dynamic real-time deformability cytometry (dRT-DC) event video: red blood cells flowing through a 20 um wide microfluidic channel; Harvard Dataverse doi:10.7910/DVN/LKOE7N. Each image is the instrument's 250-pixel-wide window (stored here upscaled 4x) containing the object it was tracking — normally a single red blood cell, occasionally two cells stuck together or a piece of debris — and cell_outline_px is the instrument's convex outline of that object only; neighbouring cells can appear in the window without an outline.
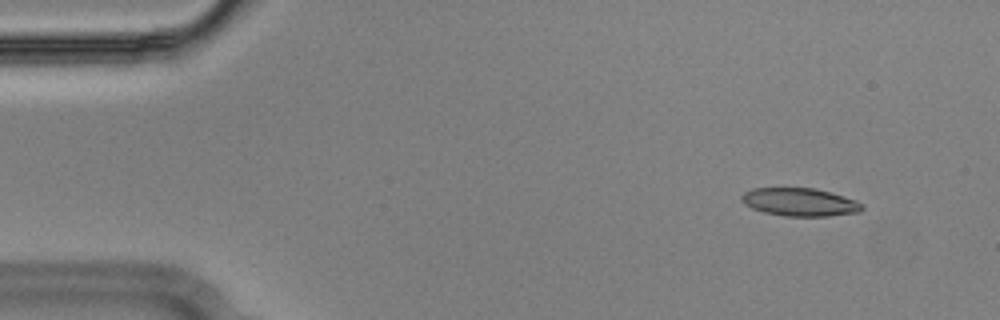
{"species": "Egyptian fruit bat (a non-hibernating species)", "species_latin": "Rousettus aegyptiacus", "temperature_condition": "cold", "stored_images_in_passage": 54, "camera_frame_rate_fps": 3000, "um_per_image_px": 0.085, "animal": {"sex": "male"}, "frame": {"image": 1, "passage_image": 5, "time_ms": 1.333, "image_size_px": [1000, 320], "cell_outline_px": [[864, 208], [860, 212], [828, 216], [784, 216], [764, 212], [752, 208], [744, 204], [740, 200], [740, 196], [744, 192], [752, 188], [812, 188], [828, 192], [856, 200], [864, 204]], "centroid_in_image_um": [67.96, 17.18], "position_along_channel_um": 17.0, "area_um2": 19.71}}
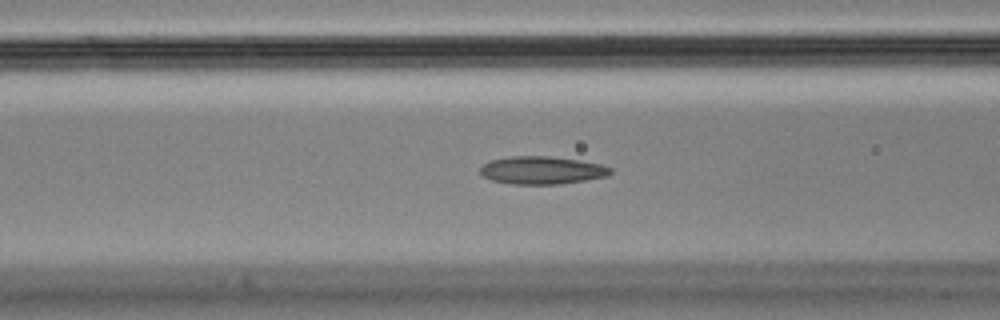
{"frame": {"image": 2, "passage_image": 21, "time_ms": 6.667, "image_size_px": [1000, 320], "cell_outline_px": [[612, 172], [608, 176], [560, 184], [512, 184], [492, 180], [484, 176], [480, 172], [480, 168], [484, 164], [492, 160], [512, 156], [552, 156], [580, 160], [600, 164], [612, 168]], "centroid_in_image_um": [46.09, 14.47], "position_along_channel_um": 120.5, "area_um2": 21.04}}
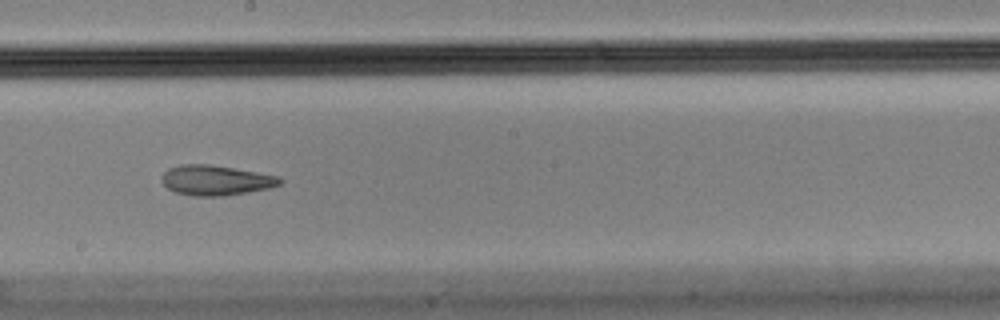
{"frame": {"image": 3, "passage_image": 30, "time_ms": 9.667, "image_size_px": [1000, 320], "cell_outline_px": [[284, 180], [280, 184], [268, 188], [248, 192], [224, 196], [192, 196], [176, 192], [168, 188], [160, 180], [160, 176], [168, 168], [180, 164], [208, 164], [280, 176]], "centroid_in_image_um": [18.32, 15.32], "position_along_channel_um": 229.9, "area_um2": 20.75}, "authors_computed_cell_mechanics": {"area_um2": 21.0103, "velocity_mm_per_s": 3.6437, "shape_relaxation_time_tau1_ms": null, "shape_relaxation_time_tau2_ms": 3.5592, "deformation_change_tau1": null, "deformation_change_tau2": 0.1081}}